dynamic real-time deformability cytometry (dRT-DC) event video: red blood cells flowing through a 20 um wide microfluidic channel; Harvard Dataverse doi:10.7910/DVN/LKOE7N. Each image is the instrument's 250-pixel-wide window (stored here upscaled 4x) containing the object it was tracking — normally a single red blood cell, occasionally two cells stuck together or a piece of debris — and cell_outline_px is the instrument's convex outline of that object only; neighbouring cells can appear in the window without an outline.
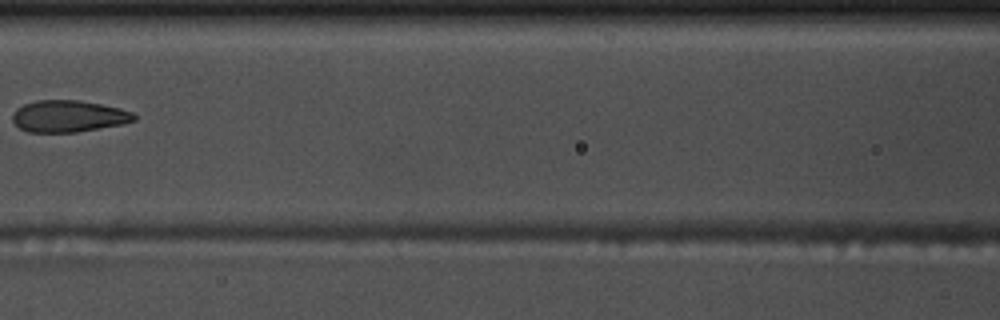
{"species": "common noctule bat (a hibernating species)", "species_latin": "Nyctalus noctula", "temperature_condition": "warm", "stored_images_in_passage": 7, "camera_frame_rate_fps": 3000, "um_per_image_px": 0.085, "animal": {"sex": "male", "body_mass_g": 17.5, "forearm_length_mm": 52.3}, "frame": {"image": 1, "passage_image": 6, "time_ms": 1.667, "image_size_px": [1000, 320], "cell_outline_px": [[136, 120], [120, 124], [76, 132], [28, 132], [20, 128], [12, 120], [12, 112], [16, 108], [24, 104], [40, 100], [80, 100], [120, 108], [132, 112], [136, 116]], "centroid_in_image_um": [5.79, 9.87], "position_along_channel_um": 160.8, "area_um2": 22.37}}